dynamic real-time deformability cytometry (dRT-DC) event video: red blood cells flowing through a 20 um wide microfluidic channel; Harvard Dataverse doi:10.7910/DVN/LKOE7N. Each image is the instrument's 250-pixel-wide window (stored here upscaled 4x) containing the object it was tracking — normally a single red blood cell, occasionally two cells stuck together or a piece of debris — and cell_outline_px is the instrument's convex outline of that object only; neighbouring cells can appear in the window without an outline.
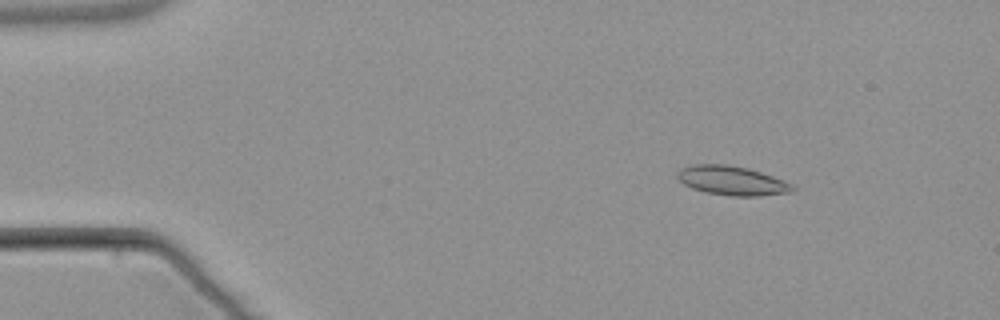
{"species": "common noctule bat (a hibernating species)", "species_latin": "Nyctalus noctula", "temperature_condition": "warm", "stored_images_in_passage": 6, "camera_frame_rate_fps": 3000, "um_per_image_px": 0.085, "animal": {"sex": "male", "body_mass_g": 21.5, "forearm_length_mm": 52.0}, "frame": {"image": 1, "passage_image": 3, "time_ms": 2.333, "image_size_px": [1000, 320], "cell_outline_px": [[796, 188], [788, 192], [760, 196], [732, 196], [704, 192], [692, 188], [684, 184], [676, 176], [676, 172], [680, 168], [692, 164], [728, 164], [748, 168], [784, 180], [792, 184]], "centroid_in_image_um": [62.18, 15.34], "position_along_channel_um": 22.8, "area_um2": 19.65}}
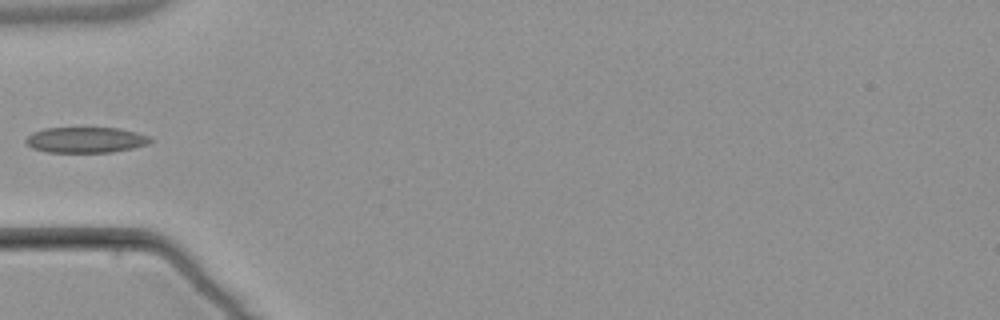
{"frame": {"image": 2, "passage_image": 6, "time_ms": 6.0, "image_size_px": [1000, 320], "cell_outline_px": [[152, 140], [148, 144], [132, 148], [112, 152], [48, 152], [32, 148], [24, 140], [32, 132], [44, 128], [120, 128], [152, 136]], "centroid_in_image_um": [7.31, 11.89], "position_along_channel_um": 77.7, "area_um2": 18.67}}